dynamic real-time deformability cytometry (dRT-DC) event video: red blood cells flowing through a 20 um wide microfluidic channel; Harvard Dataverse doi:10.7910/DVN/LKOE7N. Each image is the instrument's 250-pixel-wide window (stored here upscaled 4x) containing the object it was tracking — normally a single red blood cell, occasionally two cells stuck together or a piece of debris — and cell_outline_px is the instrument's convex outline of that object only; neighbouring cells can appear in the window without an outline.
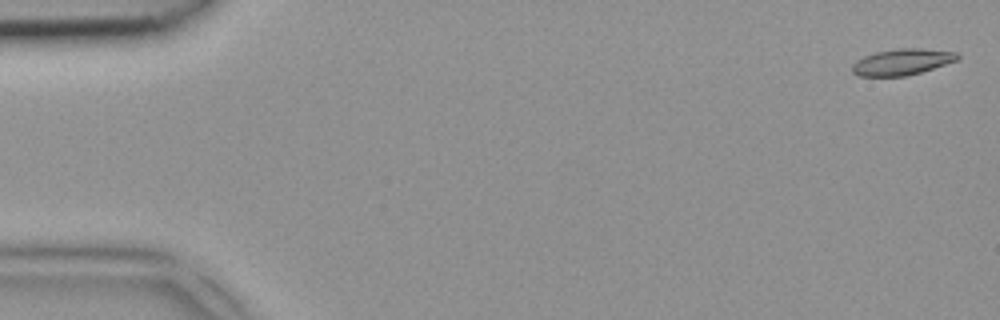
{"species": "common noctule bat (a hibernating species)", "species_latin": "Nyctalus noctula", "temperature_condition": "room temperature", "stored_images_in_passage": 47, "camera_frame_rate_fps": 3000, "um_per_image_px": 0.085, "animal": {"sex": "female", "body_mass_g": 18.4}, "frame": {"image": 1, "passage_image": 1, "time_ms": 0.0, "image_size_px": [1000, 320], "cell_outline_px": [[960, 56], [956, 60], [920, 72], [904, 76], [860, 76], [852, 72], [852, 64], [856, 60], [864, 56], [876, 52], [896, 48], [920, 48], [956, 52]], "centroid_in_image_um": [76.63, 5.25], "position_along_channel_um": 8.4, "area_um2": 15.9}}
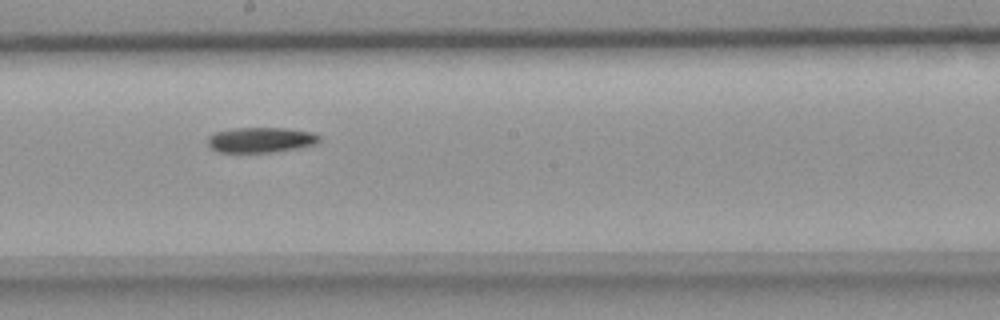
{"frame": {"image": 2, "passage_image": 26, "time_ms": 8.333, "image_size_px": [1000, 320], "cell_outline_px": [[320, 140], [316, 144], [296, 148], [272, 152], [216, 152], [208, 144], [208, 136], [216, 132], [236, 128], [288, 128], [312, 132], [320, 136]], "centroid_in_image_um": [22.18, 11.89], "position_along_channel_um": 226.0, "area_um2": 16.36}}
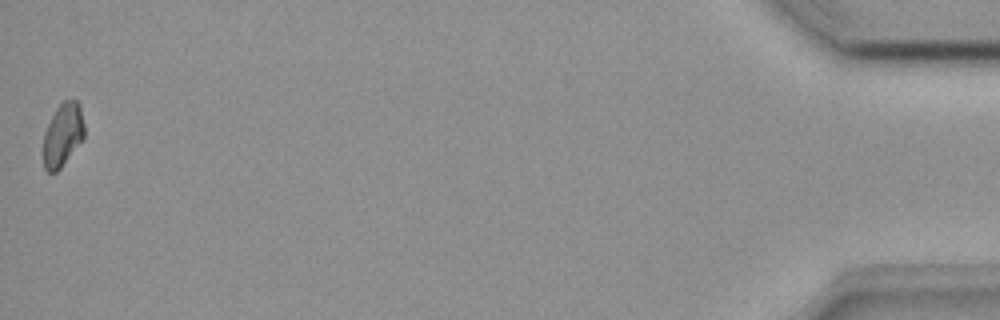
{"frame": {"image": 3, "passage_image": 47, "time_ms": 15.333, "image_size_px": [1000, 320], "cell_outline_px": [[84, 136], [60, 168], [56, 172], [48, 172], [44, 168], [44, 132], [56, 108], [64, 100], [76, 100], [80, 104], [84, 124]], "centroid_in_image_um": [5.34, 11.43], "position_along_channel_um": 429.9, "area_um2": 14.8}}